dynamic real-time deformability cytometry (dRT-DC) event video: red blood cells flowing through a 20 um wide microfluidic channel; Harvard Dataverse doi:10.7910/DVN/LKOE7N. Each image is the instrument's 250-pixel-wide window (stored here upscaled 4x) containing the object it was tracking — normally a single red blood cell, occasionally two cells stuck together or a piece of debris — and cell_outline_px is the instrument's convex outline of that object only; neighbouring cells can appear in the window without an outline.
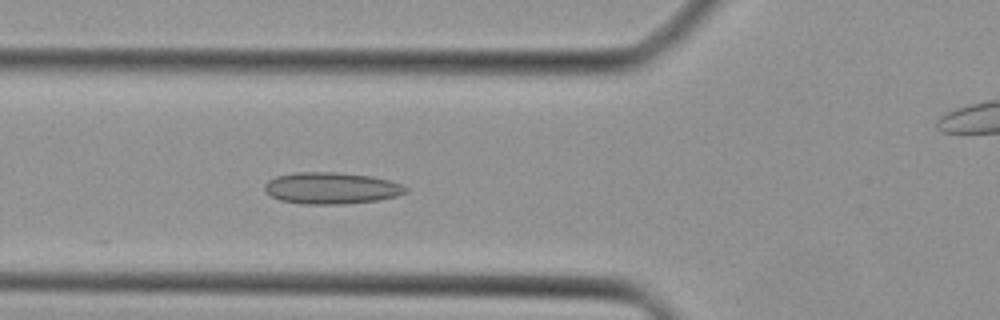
{"species": "Egyptian fruit bat (a non-hibernating species)", "species_latin": "Rousettus aegyptiacus", "temperature_condition": "cold", "stored_images_in_passage": 45, "camera_frame_rate_fps": 3000, "um_per_image_px": 0.085, "animal": {"sex": "female"}, "frame": {"image": 1, "passage_image": 16, "time_ms": 5.0, "image_size_px": [1000, 320], "cell_outline_px": [[408, 192], [396, 196], [380, 200], [340, 204], [304, 204], [280, 200], [272, 196], [264, 188], [264, 184], [268, 180], [276, 176], [296, 172], [336, 172], [372, 176], [388, 180], [400, 184], [408, 188]], "centroid_in_image_um": [28.17, 15.99], "position_along_channel_um": 97.6, "area_um2": 25.95}}
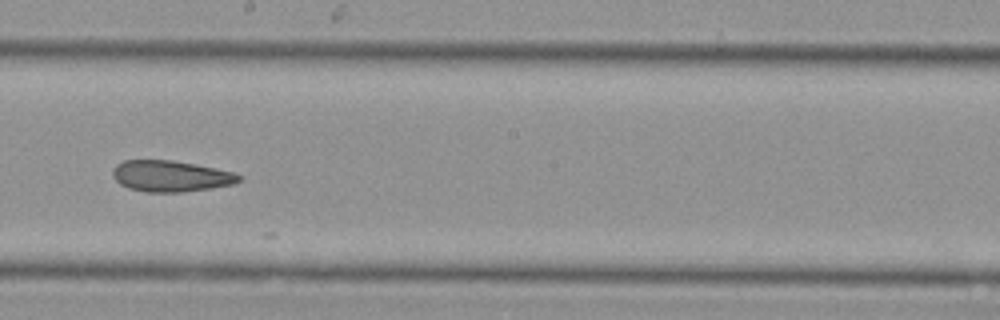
{"frame": {"image": 2, "passage_image": 25, "time_ms": 8.0, "image_size_px": [1000, 320], "cell_outline_px": [[244, 176], [240, 180], [232, 184], [212, 188], [184, 192], [144, 192], [128, 188], [120, 184], [112, 176], [112, 168], [116, 164], [124, 160], [172, 160], [196, 164], [232, 172]], "centroid_in_image_um": [14.48, 14.97], "position_along_channel_um": 233.7, "area_um2": 23.06}}
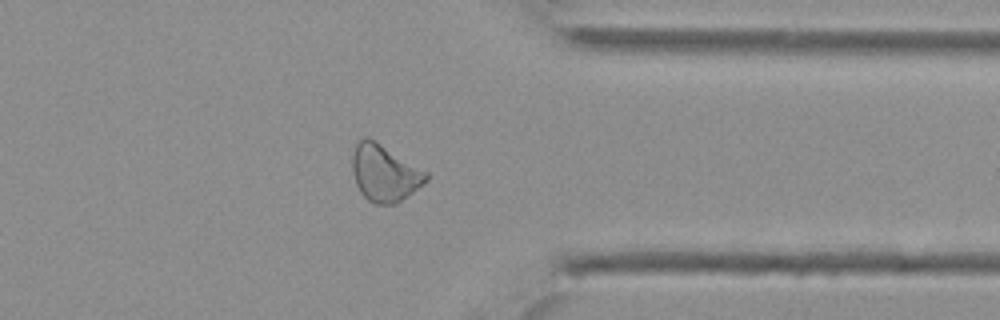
{"frame": {"image": 3, "passage_image": 35, "time_ms": 11.333, "image_size_px": [1000, 320], "cell_outline_px": [[428, 180], [408, 196], [396, 204], [376, 204], [368, 200], [360, 192], [356, 184], [352, 172], [352, 156], [356, 140], [364, 136], [368, 136], [428, 172]], "centroid_in_image_um": [32.66, 14.69], "position_along_channel_um": 378.7, "area_um2": 24.62}}